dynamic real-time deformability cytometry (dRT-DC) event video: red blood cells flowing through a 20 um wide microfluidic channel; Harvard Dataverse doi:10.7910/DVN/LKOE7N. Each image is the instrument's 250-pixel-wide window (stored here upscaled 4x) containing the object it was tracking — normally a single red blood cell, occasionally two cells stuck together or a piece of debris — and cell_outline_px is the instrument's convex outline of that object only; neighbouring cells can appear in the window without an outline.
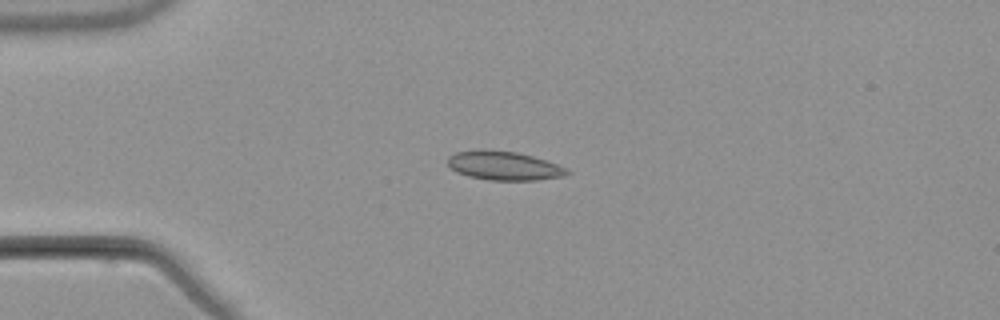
{"species": "common noctule bat (a hibernating species)", "species_latin": "Nyctalus noctula", "temperature_condition": "warm", "stored_images_in_passage": 2, "camera_frame_rate_fps": 3000, "um_per_image_px": 0.085, "animal": {"sex": "male", "body_mass_g": 21.5, "forearm_length_mm": 52.0}, "frame": {"image": 1, "passage_image": 1, "time_ms": 0.0, "image_size_px": [1000, 320], "cell_outline_px": [[572, 172], [564, 176], [536, 180], [488, 180], [468, 176], [456, 172], [448, 164], [448, 156], [456, 152], [476, 148], [488, 148], [516, 152], [532, 156], [568, 168]], "centroid_in_image_um": [42.81, 14.06], "position_along_channel_um": 42.2, "area_um2": 20.4}}